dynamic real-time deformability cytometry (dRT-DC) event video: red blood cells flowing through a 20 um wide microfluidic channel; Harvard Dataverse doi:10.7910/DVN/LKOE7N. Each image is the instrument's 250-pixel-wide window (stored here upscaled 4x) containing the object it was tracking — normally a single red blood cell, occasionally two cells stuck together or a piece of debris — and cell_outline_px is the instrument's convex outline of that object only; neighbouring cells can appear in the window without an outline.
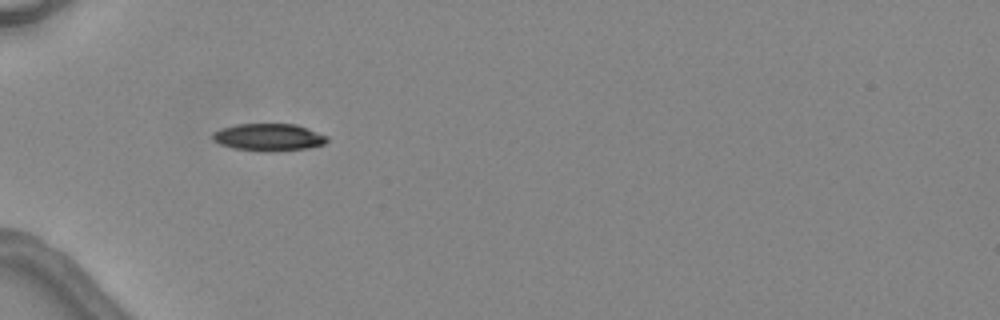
{"species": "common noctule bat (a hibernating species)", "species_latin": "Nyctalus noctula", "temperature_condition": "warm", "stored_images_in_passage": 4, "camera_frame_rate_fps": 3000, "um_per_image_px": 0.085, "animal": {"sex": "female", "body_mass_g": 24.6, "forearm_length_mm": 56.2}, "frame": {"image": 1, "passage_image": 3, "time_ms": 2.333, "image_size_px": [1000, 320], "cell_outline_px": [[328, 140], [324, 144], [308, 148], [272, 152], [264, 152], [232, 148], [220, 144], [212, 140], [212, 132], [220, 128], [236, 124], [296, 124], [328, 136]], "centroid_in_image_um": [22.8, 11.67], "position_along_channel_um": 62.2, "area_um2": 18.44}}